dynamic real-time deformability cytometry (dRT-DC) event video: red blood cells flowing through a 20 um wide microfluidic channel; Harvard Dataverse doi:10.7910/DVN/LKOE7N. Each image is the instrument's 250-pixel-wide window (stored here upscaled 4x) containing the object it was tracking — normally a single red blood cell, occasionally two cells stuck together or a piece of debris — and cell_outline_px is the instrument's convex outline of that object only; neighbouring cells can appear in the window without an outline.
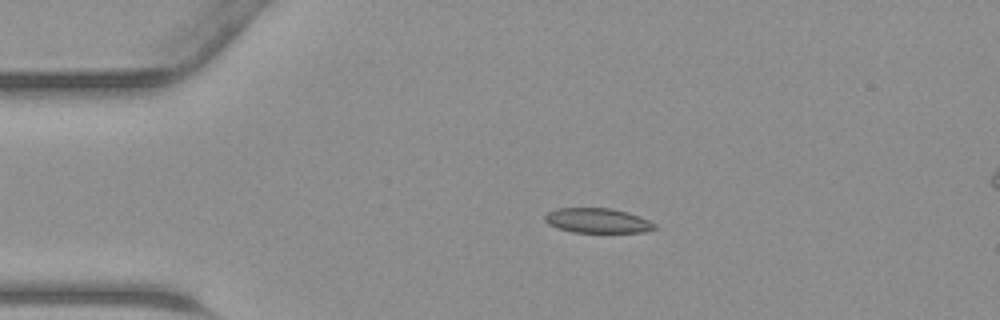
{"species": "common noctule bat (a hibernating species)", "species_latin": "Nyctalus noctula", "temperature_condition": "warm", "stored_images_in_passage": 42, "camera_frame_rate_fps": 3000, "um_per_image_px": 0.085, "animal": {"sex": "male", "body_mass_g": 23.1, "forearm_length_mm": 52.7}, "frame": {"image": 1, "passage_image": 7, "time_ms": 2.0, "image_size_px": [1000, 320], "cell_outline_px": [[656, 228], [644, 232], [572, 232], [548, 224], [544, 220], [544, 216], [548, 212], [556, 208], [612, 208], [628, 212], [640, 216], [656, 224]], "centroid_in_image_um": [50.79, 18.74], "position_along_channel_um": 34.2, "area_um2": 15.84}}
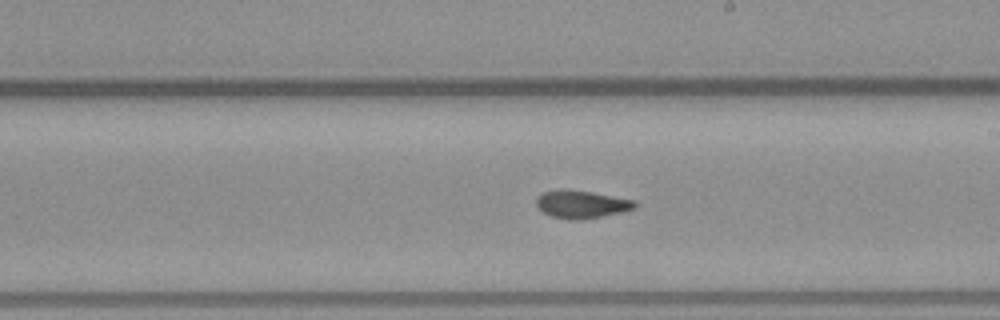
{"frame": {"image": 2, "passage_image": 23, "time_ms": 7.333, "image_size_px": [1000, 320], "cell_outline_px": [[636, 208], [624, 212], [580, 220], [568, 220], [552, 216], [544, 212], [536, 204], [536, 200], [544, 192], [556, 188], [564, 188], [592, 192], [636, 200]], "centroid_in_image_um": [49.46, 17.35], "position_along_channel_um": 239.5, "area_um2": 16.13}}
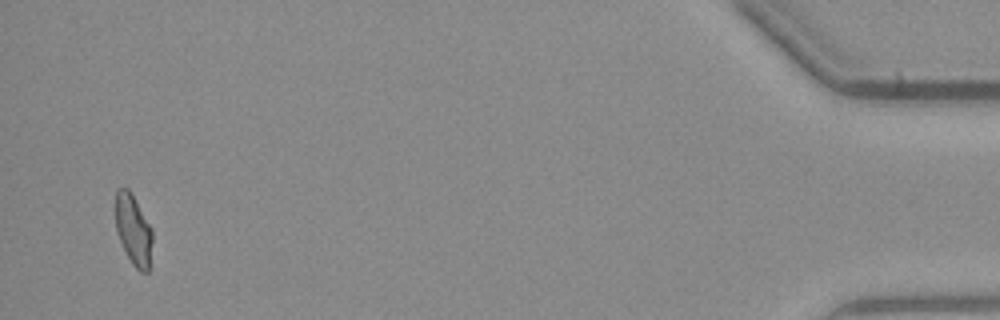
{"frame": {"image": 3, "passage_image": 41, "time_ms": 13.333, "image_size_px": [1000, 320], "cell_outline_px": [[152, 268], [148, 272], [140, 272], [132, 264], [120, 240], [116, 228], [116, 188], [128, 188], [152, 228]], "centroid_in_image_um": [11.38, 19.6], "position_along_channel_um": 423.8, "area_um2": 15.26}}